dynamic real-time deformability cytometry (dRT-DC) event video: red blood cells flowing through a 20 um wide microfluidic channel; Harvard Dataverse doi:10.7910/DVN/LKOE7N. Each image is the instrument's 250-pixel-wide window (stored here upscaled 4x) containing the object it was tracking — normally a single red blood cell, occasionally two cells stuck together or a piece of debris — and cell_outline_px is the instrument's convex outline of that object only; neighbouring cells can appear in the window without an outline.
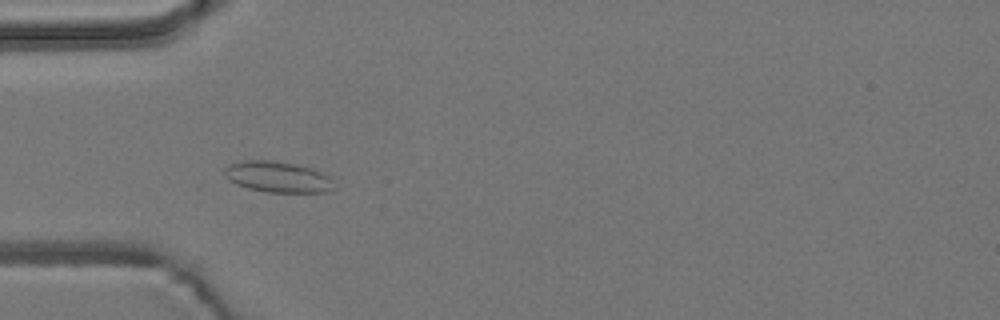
{"species": "common noctule bat (a hibernating species)", "species_latin": "Nyctalus noctula", "temperature_condition": "room temperature", "stored_images_in_passage": 3, "camera_frame_rate_fps": 3000, "um_per_image_px": 0.085, "animal": {"sex": "male", "body_mass_g": 19.2, "forearm_length_mm": 51.8}, "frame": {"image": 1, "passage_image": 2, "time_ms": 2.0, "image_size_px": [1000, 320], "cell_outline_px": [[332, 188], [324, 192], [268, 192], [248, 188], [236, 184], [228, 180], [224, 172], [224, 168], [228, 164], [244, 160], [272, 160], [300, 164], [324, 172], [328, 176]], "centroid_in_image_um": [23.55, 15.01], "position_along_channel_um": 61.4, "area_um2": 19.77}}